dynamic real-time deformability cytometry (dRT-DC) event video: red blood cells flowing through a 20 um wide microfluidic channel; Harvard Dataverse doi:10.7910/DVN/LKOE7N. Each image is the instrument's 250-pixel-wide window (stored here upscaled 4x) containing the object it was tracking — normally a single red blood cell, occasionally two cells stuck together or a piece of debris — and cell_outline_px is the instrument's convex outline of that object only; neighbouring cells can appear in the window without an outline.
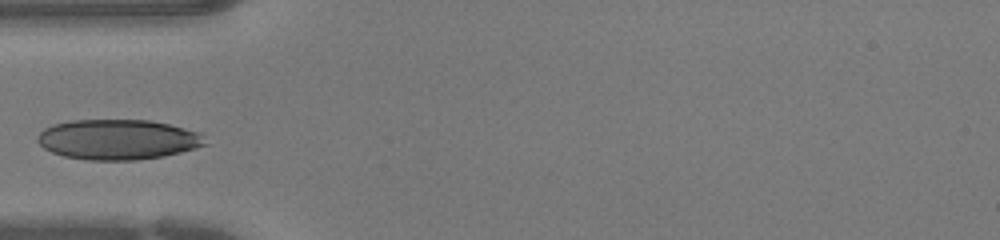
{"species": "human", "species_latin": "Homo sapiens", "temperature_condition": "warm", "stored_images_in_passage": 24, "camera_frame_rate_fps": 3000, "um_per_image_px": 0.085, "donor": {"sex": "female"}, "frame": {"image": 1, "passage_image": 1, "time_ms": 0.0, "image_size_px": [1000, 240], "cell_outline_px": [[208, 144], [196, 148], [164, 156], [136, 160], [88, 160], [64, 156], [52, 152], [44, 148], [36, 140], [36, 136], [44, 128], [52, 124], [72, 120], [148, 120], [168, 124], [200, 132]], "centroid_in_image_um": [10.01, 11.86], "position_along_channel_um": 75.0, "area_um2": 39.36}}
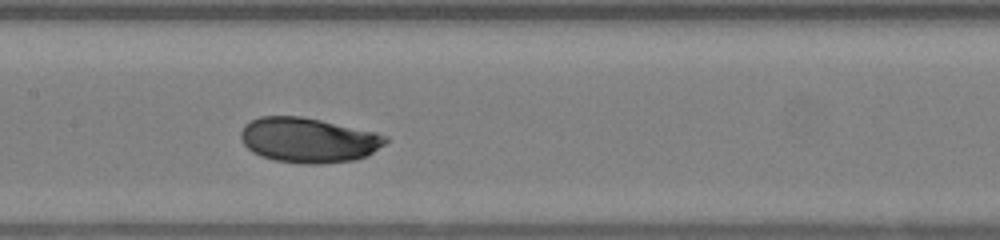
{"frame": {"image": 2, "passage_image": 8, "time_ms": 2.333, "image_size_px": [1000, 240], "cell_outline_px": [[388, 140], [384, 144], [372, 152], [356, 160], [320, 164], [304, 164], [272, 160], [260, 156], [252, 152], [244, 144], [240, 136], [240, 132], [244, 124], [260, 116], [300, 116], [320, 120], [376, 132], [388, 136]], "centroid_in_image_um": [26.19, 11.91], "position_along_channel_um": 181.2, "area_um2": 37.97}}
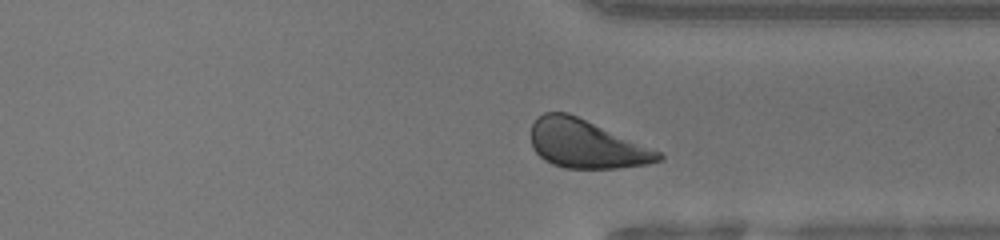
{"frame": {"image": 3, "passage_image": 20, "time_ms": 6.333, "image_size_px": [1000, 240], "cell_outline_px": [[664, 160], [648, 164], [620, 168], [564, 168], [552, 164], [544, 160], [532, 148], [532, 124], [544, 112], [568, 112], [660, 152], [664, 156]], "centroid_in_image_um": [49.82, 12.26], "position_along_channel_um": 361.6, "area_um2": 35.55}}